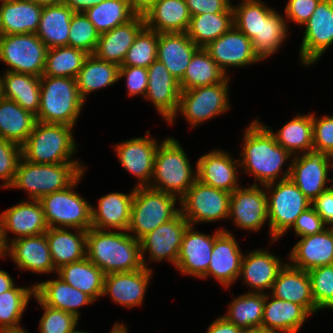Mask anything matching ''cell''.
<instances>
[{
  "label": "cell",
  "mask_w": 333,
  "mask_h": 333,
  "mask_svg": "<svg viewBox=\"0 0 333 333\" xmlns=\"http://www.w3.org/2000/svg\"><path fill=\"white\" fill-rule=\"evenodd\" d=\"M44 313L39 322V333H73L76 330L78 320L73 314L44 305L36 296Z\"/></svg>",
  "instance_id": "54"
},
{
  "label": "cell",
  "mask_w": 333,
  "mask_h": 333,
  "mask_svg": "<svg viewBox=\"0 0 333 333\" xmlns=\"http://www.w3.org/2000/svg\"><path fill=\"white\" fill-rule=\"evenodd\" d=\"M308 273L316 307L319 311L333 309V264L315 267Z\"/></svg>",
  "instance_id": "53"
},
{
  "label": "cell",
  "mask_w": 333,
  "mask_h": 333,
  "mask_svg": "<svg viewBox=\"0 0 333 333\" xmlns=\"http://www.w3.org/2000/svg\"><path fill=\"white\" fill-rule=\"evenodd\" d=\"M73 333H89V332H85V331H79V330H75Z\"/></svg>",
  "instance_id": "72"
},
{
  "label": "cell",
  "mask_w": 333,
  "mask_h": 333,
  "mask_svg": "<svg viewBox=\"0 0 333 333\" xmlns=\"http://www.w3.org/2000/svg\"><path fill=\"white\" fill-rule=\"evenodd\" d=\"M71 230H68V228H48L45 232L56 270L61 266L80 261L86 257L87 231L82 229Z\"/></svg>",
  "instance_id": "36"
},
{
  "label": "cell",
  "mask_w": 333,
  "mask_h": 333,
  "mask_svg": "<svg viewBox=\"0 0 333 333\" xmlns=\"http://www.w3.org/2000/svg\"><path fill=\"white\" fill-rule=\"evenodd\" d=\"M56 273L64 282L86 293L94 301L102 297L105 274L87 257L61 266Z\"/></svg>",
  "instance_id": "39"
},
{
  "label": "cell",
  "mask_w": 333,
  "mask_h": 333,
  "mask_svg": "<svg viewBox=\"0 0 333 333\" xmlns=\"http://www.w3.org/2000/svg\"><path fill=\"white\" fill-rule=\"evenodd\" d=\"M234 26L252 40L259 34L261 23L274 9L261 0H243L238 5H233Z\"/></svg>",
  "instance_id": "50"
},
{
  "label": "cell",
  "mask_w": 333,
  "mask_h": 333,
  "mask_svg": "<svg viewBox=\"0 0 333 333\" xmlns=\"http://www.w3.org/2000/svg\"><path fill=\"white\" fill-rule=\"evenodd\" d=\"M99 37L100 33L84 12H77L72 15L68 46L83 50L87 54H93Z\"/></svg>",
  "instance_id": "52"
},
{
  "label": "cell",
  "mask_w": 333,
  "mask_h": 333,
  "mask_svg": "<svg viewBox=\"0 0 333 333\" xmlns=\"http://www.w3.org/2000/svg\"><path fill=\"white\" fill-rule=\"evenodd\" d=\"M196 180L197 171H193L180 143L173 137L163 139L156 150L154 173L148 187L180 199Z\"/></svg>",
  "instance_id": "4"
},
{
  "label": "cell",
  "mask_w": 333,
  "mask_h": 333,
  "mask_svg": "<svg viewBox=\"0 0 333 333\" xmlns=\"http://www.w3.org/2000/svg\"><path fill=\"white\" fill-rule=\"evenodd\" d=\"M0 333H28L24 328L18 330L1 331Z\"/></svg>",
  "instance_id": "70"
},
{
  "label": "cell",
  "mask_w": 333,
  "mask_h": 333,
  "mask_svg": "<svg viewBox=\"0 0 333 333\" xmlns=\"http://www.w3.org/2000/svg\"><path fill=\"white\" fill-rule=\"evenodd\" d=\"M109 333H129L125 324L116 322Z\"/></svg>",
  "instance_id": "67"
},
{
  "label": "cell",
  "mask_w": 333,
  "mask_h": 333,
  "mask_svg": "<svg viewBox=\"0 0 333 333\" xmlns=\"http://www.w3.org/2000/svg\"><path fill=\"white\" fill-rule=\"evenodd\" d=\"M327 227L314 208L310 206L298 216L291 228L296 237H302L322 232Z\"/></svg>",
  "instance_id": "58"
},
{
  "label": "cell",
  "mask_w": 333,
  "mask_h": 333,
  "mask_svg": "<svg viewBox=\"0 0 333 333\" xmlns=\"http://www.w3.org/2000/svg\"><path fill=\"white\" fill-rule=\"evenodd\" d=\"M14 279L5 270H0V294L11 289L15 282Z\"/></svg>",
  "instance_id": "65"
},
{
  "label": "cell",
  "mask_w": 333,
  "mask_h": 333,
  "mask_svg": "<svg viewBox=\"0 0 333 333\" xmlns=\"http://www.w3.org/2000/svg\"><path fill=\"white\" fill-rule=\"evenodd\" d=\"M330 229L332 230V232H333V224L330 226Z\"/></svg>",
  "instance_id": "74"
},
{
  "label": "cell",
  "mask_w": 333,
  "mask_h": 333,
  "mask_svg": "<svg viewBox=\"0 0 333 333\" xmlns=\"http://www.w3.org/2000/svg\"><path fill=\"white\" fill-rule=\"evenodd\" d=\"M176 201L180 199L175 195L148 186L135 187L127 232L140 240L158 226L174 219L180 213V208L174 207L180 203Z\"/></svg>",
  "instance_id": "7"
},
{
  "label": "cell",
  "mask_w": 333,
  "mask_h": 333,
  "mask_svg": "<svg viewBox=\"0 0 333 333\" xmlns=\"http://www.w3.org/2000/svg\"><path fill=\"white\" fill-rule=\"evenodd\" d=\"M83 163L38 164L21 158L14 181L9 189H21L27 199L39 200L42 196L66 189L86 168Z\"/></svg>",
  "instance_id": "6"
},
{
  "label": "cell",
  "mask_w": 333,
  "mask_h": 333,
  "mask_svg": "<svg viewBox=\"0 0 333 333\" xmlns=\"http://www.w3.org/2000/svg\"><path fill=\"white\" fill-rule=\"evenodd\" d=\"M6 242L22 237L36 236L48 230L42 205L39 200H22L0 213ZM15 234L9 239V233ZM17 236V237H16Z\"/></svg>",
  "instance_id": "24"
},
{
  "label": "cell",
  "mask_w": 333,
  "mask_h": 333,
  "mask_svg": "<svg viewBox=\"0 0 333 333\" xmlns=\"http://www.w3.org/2000/svg\"><path fill=\"white\" fill-rule=\"evenodd\" d=\"M191 16L204 13H233L231 0H185Z\"/></svg>",
  "instance_id": "60"
},
{
  "label": "cell",
  "mask_w": 333,
  "mask_h": 333,
  "mask_svg": "<svg viewBox=\"0 0 333 333\" xmlns=\"http://www.w3.org/2000/svg\"><path fill=\"white\" fill-rule=\"evenodd\" d=\"M268 200L270 242L278 241L311 206V201L290 178L265 185ZM270 193V194H269Z\"/></svg>",
  "instance_id": "9"
},
{
  "label": "cell",
  "mask_w": 333,
  "mask_h": 333,
  "mask_svg": "<svg viewBox=\"0 0 333 333\" xmlns=\"http://www.w3.org/2000/svg\"><path fill=\"white\" fill-rule=\"evenodd\" d=\"M12 1H17V0H0V3L1 2H12Z\"/></svg>",
  "instance_id": "73"
},
{
  "label": "cell",
  "mask_w": 333,
  "mask_h": 333,
  "mask_svg": "<svg viewBox=\"0 0 333 333\" xmlns=\"http://www.w3.org/2000/svg\"><path fill=\"white\" fill-rule=\"evenodd\" d=\"M7 251H8V243L6 242L4 237L3 223H2V218L0 216V258L3 257L6 258Z\"/></svg>",
  "instance_id": "66"
},
{
  "label": "cell",
  "mask_w": 333,
  "mask_h": 333,
  "mask_svg": "<svg viewBox=\"0 0 333 333\" xmlns=\"http://www.w3.org/2000/svg\"><path fill=\"white\" fill-rule=\"evenodd\" d=\"M125 77V78H124ZM125 79L128 96L145 97L148 86V70L143 67L120 66L119 80Z\"/></svg>",
  "instance_id": "57"
},
{
  "label": "cell",
  "mask_w": 333,
  "mask_h": 333,
  "mask_svg": "<svg viewBox=\"0 0 333 333\" xmlns=\"http://www.w3.org/2000/svg\"><path fill=\"white\" fill-rule=\"evenodd\" d=\"M105 0H64V4L67 5L74 13L85 12L87 9L103 2Z\"/></svg>",
  "instance_id": "64"
},
{
  "label": "cell",
  "mask_w": 333,
  "mask_h": 333,
  "mask_svg": "<svg viewBox=\"0 0 333 333\" xmlns=\"http://www.w3.org/2000/svg\"><path fill=\"white\" fill-rule=\"evenodd\" d=\"M191 15L185 0H157L144 16L145 27L160 33L187 32Z\"/></svg>",
  "instance_id": "35"
},
{
  "label": "cell",
  "mask_w": 333,
  "mask_h": 333,
  "mask_svg": "<svg viewBox=\"0 0 333 333\" xmlns=\"http://www.w3.org/2000/svg\"><path fill=\"white\" fill-rule=\"evenodd\" d=\"M264 126L271 132L276 142L292 156L313 150L312 113L296 115L275 133L272 128Z\"/></svg>",
  "instance_id": "42"
},
{
  "label": "cell",
  "mask_w": 333,
  "mask_h": 333,
  "mask_svg": "<svg viewBox=\"0 0 333 333\" xmlns=\"http://www.w3.org/2000/svg\"><path fill=\"white\" fill-rule=\"evenodd\" d=\"M86 257L105 275L144 267L140 241L127 231L90 228L86 238Z\"/></svg>",
  "instance_id": "2"
},
{
  "label": "cell",
  "mask_w": 333,
  "mask_h": 333,
  "mask_svg": "<svg viewBox=\"0 0 333 333\" xmlns=\"http://www.w3.org/2000/svg\"><path fill=\"white\" fill-rule=\"evenodd\" d=\"M265 293L246 292L235 297L224 317L239 328L261 327Z\"/></svg>",
  "instance_id": "46"
},
{
  "label": "cell",
  "mask_w": 333,
  "mask_h": 333,
  "mask_svg": "<svg viewBox=\"0 0 333 333\" xmlns=\"http://www.w3.org/2000/svg\"><path fill=\"white\" fill-rule=\"evenodd\" d=\"M158 33L144 27L128 49L121 66L148 68L157 60Z\"/></svg>",
  "instance_id": "51"
},
{
  "label": "cell",
  "mask_w": 333,
  "mask_h": 333,
  "mask_svg": "<svg viewBox=\"0 0 333 333\" xmlns=\"http://www.w3.org/2000/svg\"><path fill=\"white\" fill-rule=\"evenodd\" d=\"M145 27L144 17L135 16L128 23L101 33L95 52L97 58L122 65L128 49L138 33Z\"/></svg>",
  "instance_id": "32"
},
{
  "label": "cell",
  "mask_w": 333,
  "mask_h": 333,
  "mask_svg": "<svg viewBox=\"0 0 333 333\" xmlns=\"http://www.w3.org/2000/svg\"><path fill=\"white\" fill-rule=\"evenodd\" d=\"M313 150L333 157V116L317 117L312 113Z\"/></svg>",
  "instance_id": "56"
},
{
  "label": "cell",
  "mask_w": 333,
  "mask_h": 333,
  "mask_svg": "<svg viewBox=\"0 0 333 333\" xmlns=\"http://www.w3.org/2000/svg\"><path fill=\"white\" fill-rule=\"evenodd\" d=\"M47 49L36 33L0 35V62L9 67L5 71L41 77Z\"/></svg>",
  "instance_id": "11"
},
{
  "label": "cell",
  "mask_w": 333,
  "mask_h": 333,
  "mask_svg": "<svg viewBox=\"0 0 333 333\" xmlns=\"http://www.w3.org/2000/svg\"><path fill=\"white\" fill-rule=\"evenodd\" d=\"M153 269L141 268L129 272H115L104 277L103 294L114 303L127 308L138 307L144 301Z\"/></svg>",
  "instance_id": "21"
},
{
  "label": "cell",
  "mask_w": 333,
  "mask_h": 333,
  "mask_svg": "<svg viewBox=\"0 0 333 333\" xmlns=\"http://www.w3.org/2000/svg\"><path fill=\"white\" fill-rule=\"evenodd\" d=\"M21 158V145L0 137V188L12 185Z\"/></svg>",
  "instance_id": "55"
},
{
  "label": "cell",
  "mask_w": 333,
  "mask_h": 333,
  "mask_svg": "<svg viewBox=\"0 0 333 333\" xmlns=\"http://www.w3.org/2000/svg\"><path fill=\"white\" fill-rule=\"evenodd\" d=\"M118 64L107 62L89 54L82 69L76 77V83L81 98L86 102V96L98 89L111 86L119 81Z\"/></svg>",
  "instance_id": "40"
},
{
  "label": "cell",
  "mask_w": 333,
  "mask_h": 333,
  "mask_svg": "<svg viewBox=\"0 0 333 333\" xmlns=\"http://www.w3.org/2000/svg\"><path fill=\"white\" fill-rule=\"evenodd\" d=\"M238 161L222 150H212L196 161L197 180L201 183L232 193L240 187Z\"/></svg>",
  "instance_id": "23"
},
{
  "label": "cell",
  "mask_w": 333,
  "mask_h": 333,
  "mask_svg": "<svg viewBox=\"0 0 333 333\" xmlns=\"http://www.w3.org/2000/svg\"><path fill=\"white\" fill-rule=\"evenodd\" d=\"M159 144L155 138L150 137V132L147 130L144 137L122 141L114 146L121 166L139 180L135 187L150 185Z\"/></svg>",
  "instance_id": "17"
},
{
  "label": "cell",
  "mask_w": 333,
  "mask_h": 333,
  "mask_svg": "<svg viewBox=\"0 0 333 333\" xmlns=\"http://www.w3.org/2000/svg\"><path fill=\"white\" fill-rule=\"evenodd\" d=\"M233 234L223 231L215 238L208 270L203 279L213 276L224 288L239 279L243 252Z\"/></svg>",
  "instance_id": "22"
},
{
  "label": "cell",
  "mask_w": 333,
  "mask_h": 333,
  "mask_svg": "<svg viewBox=\"0 0 333 333\" xmlns=\"http://www.w3.org/2000/svg\"><path fill=\"white\" fill-rule=\"evenodd\" d=\"M311 206L321 217L323 222L330 227L333 224V187L320 193L312 202Z\"/></svg>",
  "instance_id": "61"
},
{
  "label": "cell",
  "mask_w": 333,
  "mask_h": 333,
  "mask_svg": "<svg viewBox=\"0 0 333 333\" xmlns=\"http://www.w3.org/2000/svg\"><path fill=\"white\" fill-rule=\"evenodd\" d=\"M227 75L220 69L204 48H199L192 56L183 79L181 90L210 86L222 82Z\"/></svg>",
  "instance_id": "43"
},
{
  "label": "cell",
  "mask_w": 333,
  "mask_h": 333,
  "mask_svg": "<svg viewBox=\"0 0 333 333\" xmlns=\"http://www.w3.org/2000/svg\"><path fill=\"white\" fill-rule=\"evenodd\" d=\"M289 253V264L309 271L333 264V232L327 227L322 232L302 236Z\"/></svg>",
  "instance_id": "27"
},
{
  "label": "cell",
  "mask_w": 333,
  "mask_h": 333,
  "mask_svg": "<svg viewBox=\"0 0 333 333\" xmlns=\"http://www.w3.org/2000/svg\"><path fill=\"white\" fill-rule=\"evenodd\" d=\"M230 196L231 193L225 190L196 180L180 198V213L192 226L196 223L229 220Z\"/></svg>",
  "instance_id": "12"
},
{
  "label": "cell",
  "mask_w": 333,
  "mask_h": 333,
  "mask_svg": "<svg viewBox=\"0 0 333 333\" xmlns=\"http://www.w3.org/2000/svg\"><path fill=\"white\" fill-rule=\"evenodd\" d=\"M268 294L265 293L261 327L269 333H298L311 314L297 303Z\"/></svg>",
  "instance_id": "29"
},
{
  "label": "cell",
  "mask_w": 333,
  "mask_h": 333,
  "mask_svg": "<svg viewBox=\"0 0 333 333\" xmlns=\"http://www.w3.org/2000/svg\"><path fill=\"white\" fill-rule=\"evenodd\" d=\"M3 98L2 86H1V75H0V100Z\"/></svg>",
  "instance_id": "71"
},
{
  "label": "cell",
  "mask_w": 333,
  "mask_h": 333,
  "mask_svg": "<svg viewBox=\"0 0 333 333\" xmlns=\"http://www.w3.org/2000/svg\"><path fill=\"white\" fill-rule=\"evenodd\" d=\"M239 333H269L263 327L241 328Z\"/></svg>",
  "instance_id": "69"
},
{
  "label": "cell",
  "mask_w": 333,
  "mask_h": 333,
  "mask_svg": "<svg viewBox=\"0 0 333 333\" xmlns=\"http://www.w3.org/2000/svg\"><path fill=\"white\" fill-rule=\"evenodd\" d=\"M284 15L274 10L261 23L259 34L251 40L254 54L259 61L269 58L278 51L288 37V24Z\"/></svg>",
  "instance_id": "44"
},
{
  "label": "cell",
  "mask_w": 333,
  "mask_h": 333,
  "mask_svg": "<svg viewBox=\"0 0 333 333\" xmlns=\"http://www.w3.org/2000/svg\"><path fill=\"white\" fill-rule=\"evenodd\" d=\"M88 55L85 51L70 46L48 48L42 76L76 79Z\"/></svg>",
  "instance_id": "48"
},
{
  "label": "cell",
  "mask_w": 333,
  "mask_h": 333,
  "mask_svg": "<svg viewBox=\"0 0 333 333\" xmlns=\"http://www.w3.org/2000/svg\"><path fill=\"white\" fill-rule=\"evenodd\" d=\"M73 14L74 12L64 3L43 6L36 35L47 48L68 46Z\"/></svg>",
  "instance_id": "37"
},
{
  "label": "cell",
  "mask_w": 333,
  "mask_h": 333,
  "mask_svg": "<svg viewBox=\"0 0 333 333\" xmlns=\"http://www.w3.org/2000/svg\"><path fill=\"white\" fill-rule=\"evenodd\" d=\"M189 225L183 235L175 268L182 275L203 278L208 270L215 238L223 231L216 230L212 235L195 231Z\"/></svg>",
  "instance_id": "18"
},
{
  "label": "cell",
  "mask_w": 333,
  "mask_h": 333,
  "mask_svg": "<svg viewBox=\"0 0 333 333\" xmlns=\"http://www.w3.org/2000/svg\"><path fill=\"white\" fill-rule=\"evenodd\" d=\"M84 13L100 34L126 24L136 16L128 0H105Z\"/></svg>",
  "instance_id": "49"
},
{
  "label": "cell",
  "mask_w": 333,
  "mask_h": 333,
  "mask_svg": "<svg viewBox=\"0 0 333 333\" xmlns=\"http://www.w3.org/2000/svg\"><path fill=\"white\" fill-rule=\"evenodd\" d=\"M198 49L199 47L186 32L158 34L157 60L163 63L179 82L183 79L186 68Z\"/></svg>",
  "instance_id": "31"
},
{
  "label": "cell",
  "mask_w": 333,
  "mask_h": 333,
  "mask_svg": "<svg viewBox=\"0 0 333 333\" xmlns=\"http://www.w3.org/2000/svg\"><path fill=\"white\" fill-rule=\"evenodd\" d=\"M36 122V116L15 101L4 97L0 100L1 138L22 145L33 131Z\"/></svg>",
  "instance_id": "41"
},
{
  "label": "cell",
  "mask_w": 333,
  "mask_h": 333,
  "mask_svg": "<svg viewBox=\"0 0 333 333\" xmlns=\"http://www.w3.org/2000/svg\"><path fill=\"white\" fill-rule=\"evenodd\" d=\"M240 329L221 315L214 322L210 323L206 333H239Z\"/></svg>",
  "instance_id": "62"
},
{
  "label": "cell",
  "mask_w": 333,
  "mask_h": 333,
  "mask_svg": "<svg viewBox=\"0 0 333 333\" xmlns=\"http://www.w3.org/2000/svg\"><path fill=\"white\" fill-rule=\"evenodd\" d=\"M82 176L84 172L66 189L44 195L39 199L48 228L88 231L92 227V205L74 191L82 181Z\"/></svg>",
  "instance_id": "8"
},
{
  "label": "cell",
  "mask_w": 333,
  "mask_h": 333,
  "mask_svg": "<svg viewBox=\"0 0 333 333\" xmlns=\"http://www.w3.org/2000/svg\"><path fill=\"white\" fill-rule=\"evenodd\" d=\"M4 98L15 101L35 116L40 105V77L30 74L5 71L1 76Z\"/></svg>",
  "instance_id": "38"
},
{
  "label": "cell",
  "mask_w": 333,
  "mask_h": 333,
  "mask_svg": "<svg viewBox=\"0 0 333 333\" xmlns=\"http://www.w3.org/2000/svg\"><path fill=\"white\" fill-rule=\"evenodd\" d=\"M35 296V285L16 287L15 285L0 294V332L18 330L24 310L32 297Z\"/></svg>",
  "instance_id": "47"
},
{
  "label": "cell",
  "mask_w": 333,
  "mask_h": 333,
  "mask_svg": "<svg viewBox=\"0 0 333 333\" xmlns=\"http://www.w3.org/2000/svg\"><path fill=\"white\" fill-rule=\"evenodd\" d=\"M41 6L58 5L64 3V0H32Z\"/></svg>",
  "instance_id": "68"
},
{
  "label": "cell",
  "mask_w": 333,
  "mask_h": 333,
  "mask_svg": "<svg viewBox=\"0 0 333 333\" xmlns=\"http://www.w3.org/2000/svg\"><path fill=\"white\" fill-rule=\"evenodd\" d=\"M303 26L305 32L299 49L300 62L312 66L333 44V0H320Z\"/></svg>",
  "instance_id": "14"
},
{
  "label": "cell",
  "mask_w": 333,
  "mask_h": 333,
  "mask_svg": "<svg viewBox=\"0 0 333 333\" xmlns=\"http://www.w3.org/2000/svg\"><path fill=\"white\" fill-rule=\"evenodd\" d=\"M243 133L240 169L254 176V185L274 183L280 176V180L289 178L290 164L286 171L282 168L293 156L276 142L262 122L256 118Z\"/></svg>",
  "instance_id": "1"
},
{
  "label": "cell",
  "mask_w": 333,
  "mask_h": 333,
  "mask_svg": "<svg viewBox=\"0 0 333 333\" xmlns=\"http://www.w3.org/2000/svg\"><path fill=\"white\" fill-rule=\"evenodd\" d=\"M135 187L125 194L112 192L98 200V206L91 207L92 227L98 230L117 229L127 231L130 223L131 205Z\"/></svg>",
  "instance_id": "30"
},
{
  "label": "cell",
  "mask_w": 333,
  "mask_h": 333,
  "mask_svg": "<svg viewBox=\"0 0 333 333\" xmlns=\"http://www.w3.org/2000/svg\"><path fill=\"white\" fill-rule=\"evenodd\" d=\"M148 86L144 99L152 102L157 112L168 122L176 115L181 88L163 63L156 60L148 68Z\"/></svg>",
  "instance_id": "20"
},
{
  "label": "cell",
  "mask_w": 333,
  "mask_h": 333,
  "mask_svg": "<svg viewBox=\"0 0 333 333\" xmlns=\"http://www.w3.org/2000/svg\"><path fill=\"white\" fill-rule=\"evenodd\" d=\"M204 49L226 75L229 67L239 68L260 62L254 54L252 41L235 26Z\"/></svg>",
  "instance_id": "19"
},
{
  "label": "cell",
  "mask_w": 333,
  "mask_h": 333,
  "mask_svg": "<svg viewBox=\"0 0 333 333\" xmlns=\"http://www.w3.org/2000/svg\"><path fill=\"white\" fill-rule=\"evenodd\" d=\"M270 294L278 299L303 306L310 314L318 312L315 305L308 271L291 266L288 262L280 270Z\"/></svg>",
  "instance_id": "28"
},
{
  "label": "cell",
  "mask_w": 333,
  "mask_h": 333,
  "mask_svg": "<svg viewBox=\"0 0 333 333\" xmlns=\"http://www.w3.org/2000/svg\"><path fill=\"white\" fill-rule=\"evenodd\" d=\"M229 75L220 83L181 90L176 115L168 122L173 124L180 113L194 128L218 115H223L230 108Z\"/></svg>",
  "instance_id": "10"
},
{
  "label": "cell",
  "mask_w": 333,
  "mask_h": 333,
  "mask_svg": "<svg viewBox=\"0 0 333 333\" xmlns=\"http://www.w3.org/2000/svg\"><path fill=\"white\" fill-rule=\"evenodd\" d=\"M319 1L320 0H288L284 9V18L288 20L286 23L292 21V23L295 22L303 27L304 23L309 20L315 11Z\"/></svg>",
  "instance_id": "59"
},
{
  "label": "cell",
  "mask_w": 333,
  "mask_h": 333,
  "mask_svg": "<svg viewBox=\"0 0 333 333\" xmlns=\"http://www.w3.org/2000/svg\"><path fill=\"white\" fill-rule=\"evenodd\" d=\"M281 258H278L268 250H253L243 254L240 275L243 284L249 286L254 293H265V289H272V286L284 267Z\"/></svg>",
  "instance_id": "26"
},
{
  "label": "cell",
  "mask_w": 333,
  "mask_h": 333,
  "mask_svg": "<svg viewBox=\"0 0 333 333\" xmlns=\"http://www.w3.org/2000/svg\"><path fill=\"white\" fill-rule=\"evenodd\" d=\"M43 6L32 0L0 3V35L36 33Z\"/></svg>",
  "instance_id": "34"
},
{
  "label": "cell",
  "mask_w": 333,
  "mask_h": 333,
  "mask_svg": "<svg viewBox=\"0 0 333 333\" xmlns=\"http://www.w3.org/2000/svg\"><path fill=\"white\" fill-rule=\"evenodd\" d=\"M73 128L37 121L21 145L22 158L38 164L80 163V160L72 159L77 151Z\"/></svg>",
  "instance_id": "3"
},
{
  "label": "cell",
  "mask_w": 333,
  "mask_h": 333,
  "mask_svg": "<svg viewBox=\"0 0 333 333\" xmlns=\"http://www.w3.org/2000/svg\"><path fill=\"white\" fill-rule=\"evenodd\" d=\"M189 225L184 216L179 213L174 219L143 236L139 240L143 266L150 268L144 255L146 253L149 254V261L166 260L176 266L183 235Z\"/></svg>",
  "instance_id": "15"
},
{
  "label": "cell",
  "mask_w": 333,
  "mask_h": 333,
  "mask_svg": "<svg viewBox=\"0 0 333 333\" xmlns=\"http://www.w3.org/2000/svg\"><path fill=\"white\" fill-rule=\"evenodd\" d=\"M333 168V157L320 151H307L293 156L290 162L289 178L312 202L320 193L327 190L329 170Z\"/></svg>",
  "instance_id": "13"
},
{
  "label": "cell",
  "mask_w": 333,
  "mask_h": 333,
  "mask_svg": "<svg viewBox=\"0 0 333 333\" xmlns=\"http://www.w3.org/2000/svg\"><path fill=\"white\" fill-rule=\"evenodd\" d=\"M232 26H234L233 13H204L191 16L186 33L199 48H205Z\"/></svg>",
  "instance_id": "45"
},
{
  "label": "cell",
  "mask_w": 333,
  "mask_h": 333,
  "mask_svg": "<svg viewBox=\"0 0 333 333\" xmlns=\"http://www.w3.org/2000/svg\"><path fill=\"white\" fill-rule=\"evenodd\" d=\"M265 190V186L252 184L245 188L241 185L231 193L229 218H233L237 228L257 232L267 223L268 200Z\"/></svg>",
  "instance_id": "16"
},
{
  "label": "cell",
  "mask_w": 333,
  "mask_h": 333,
  "mask_svg": "<svg viewBox=\"0 0 333 333\" xmlns=\"http://www.w3.org/2000/svg\"><path fill=\"white\" fill-rule=\"evenodd\" d=\"M84 103L79 94L76 79L40 77V105L36 115L37 121L75 127Z\"/></svg>",
  "instance_id": "5"
},
{
  "label": "cell",
  "mask_w": 333,
  "mask_h": 333,
  "mask_svg": "<svg viewBox=\"0 0 333 333\" xmlns=\"http://www.w3.org/2000/svg\"><path fill=\"white\" fill-rule=\"evenodd\" d=\"M34 285L35 296L44 305L71 313L77 319L80 317V307L94 303L89 295L58 277Z\"/></svg>",
  "instance_id": "33"
},
{
  "label": "cell",
  "mask_w": 333,
  "mask_h": 333,
  "mask_svg": "<svg viewBox=\"0 0 333 333\" xmlns=\"http://www.w3.org/2000/svg\"><path fill=\"white\" fill-rule=\"evenodd\" d=\"M7 256L21 271L56 273L46 234L18 238L8 244Z\"/></svg>",
  "instance_id": "25"
},
{
  "label": "cell",
  "mask_w": 333,
  "mask_h": 333,
  "mask_svg": "<svg viewBox=\"0 0 333 333\" xmlns=\"http://www.w3.org/2000/svg\"><path fill=\"white\" fill-rule=\"evenodd\" d=\"M128 1L131 11L136 16H143V17L157 2V0H128Z\"/></svg>",
  "instance_id": "63"
}]
</instances>
